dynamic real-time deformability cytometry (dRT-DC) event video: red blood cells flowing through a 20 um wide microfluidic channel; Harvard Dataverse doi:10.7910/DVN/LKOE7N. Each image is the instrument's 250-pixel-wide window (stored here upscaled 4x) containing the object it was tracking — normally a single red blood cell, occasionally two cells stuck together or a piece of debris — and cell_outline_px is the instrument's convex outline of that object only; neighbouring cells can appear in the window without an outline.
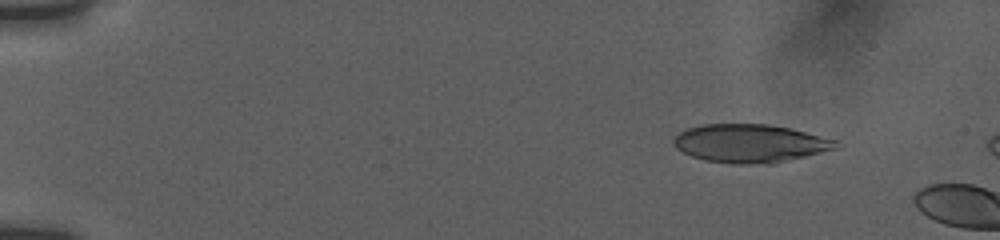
{"species": "human", "species_latin": "Homo sapiens", "temperature_condition": "room temperature", "stored_images_in_passage": 4, "camera_frame_rate_fps": 3000, "um_per_image_px": 0.085, "donor": {"sex": "female"}, "frame": {"image": 1, "passage_image": 1, "time_ms": 0.0, "image_size_px": [1000, 240], "cell_outline_px": [[836, 148], [772, 164], [732, 164], [704, 160], [692, 156], [676, 148], [672, 140], [680, 132], [688, 128], [704, 124], [768, 124], [792, 128], [836, 140]], "centroid_in_image_um": [63.72, 12.18], "position_along_channel_um": 21.3, "area_um2": 36.01}}